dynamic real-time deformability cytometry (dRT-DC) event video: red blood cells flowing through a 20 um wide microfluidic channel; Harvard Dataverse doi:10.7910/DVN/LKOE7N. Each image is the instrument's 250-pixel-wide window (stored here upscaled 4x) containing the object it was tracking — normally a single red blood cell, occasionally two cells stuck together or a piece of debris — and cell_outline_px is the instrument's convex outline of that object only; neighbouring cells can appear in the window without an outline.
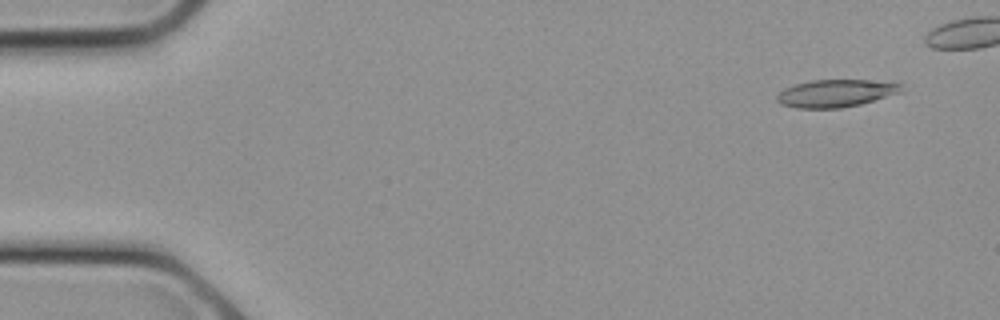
{"species": "common noctule bat (a hibernating species)", "species_latin": "Nyctalus noctula", "temperature_condition": "cold", "stored_images_in_passage": 10, "camera_frame_rate_fps": 3000, "um_per_image_px": 0.085, "animal": {"sex": "female", "body_mass_g": 21.9}, "frame": {"image": 1, "passage_image": 1, "time_ms": 0.0, "image_size_px": [1000, 320], "cell_outline_px": [[904, 92], [860, 104], [840, 108], [796, 108], [780, 104], [776, 100], [776, 96], [784, 88], [796, 84], [812, 80], [868, 80], [900, 84]], "centroid_in_image_um": [71.02, 7.93], "position_along_channel_um": 14.0, "area_um2": 19.88}}
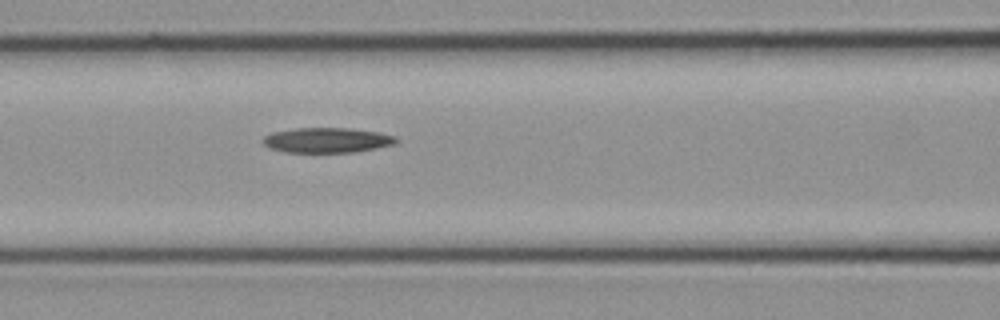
{"frame": {"image": 2, "passage_image": 10, "time_ms": 3.0, "image_size_px": [1000, 320], "cell_outline_px": [[400, 140], [392, 144], [376, 148], [352, 152], [284, 152], [268, 148], [260, 140], [264, 136], [272, 132], [296, 128], [344, 128], [380, 132], [396, 136]], "centroid_in_image_um": [27.76, 11.91], "position_along_channel_um": 138.8, "area_um2": 19.48}}